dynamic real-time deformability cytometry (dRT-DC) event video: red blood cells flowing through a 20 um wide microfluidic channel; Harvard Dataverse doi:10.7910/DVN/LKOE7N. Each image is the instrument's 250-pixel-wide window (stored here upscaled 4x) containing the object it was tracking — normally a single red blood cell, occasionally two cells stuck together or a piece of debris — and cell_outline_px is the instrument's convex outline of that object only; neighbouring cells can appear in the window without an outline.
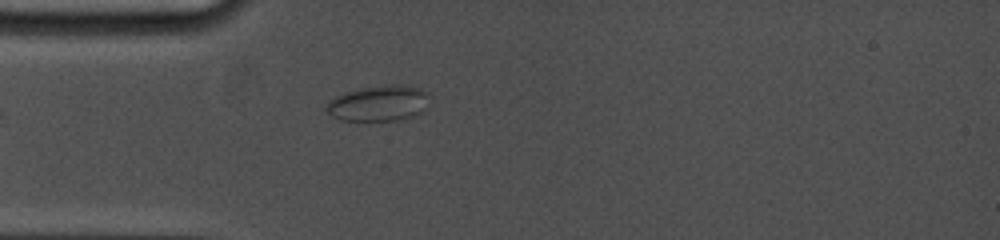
{"species": "common noctule bat (a hibernating species)", "species_latin": "Nyctalus noctula", "temperature_condition": "cold", "stored_images_in_passage": 16, "camera_frame_rate_fps": 5000, "um_per_image_px": 0.085, "animal": {"sex": "female", "body_mass_g": 19.0, "forearm_length_mm": 53.3}, "frame": {"image": 1, "passage_image": 5, "time_ms": 1.4, "image_size_px": [1000, 240], "cell_outline_px": [[428, 108], [412, 116], [396, 120], [340, 120], [324, 112], [324, 108], [328, 100], [344, 92], [360, 88], [388, 84], [408, 84], [420, 88], [428, 92]], "centroid_in_image_um": [32.17, 8.76], "position_along_channel_um": 52.8, "area_um2": 21.85}}
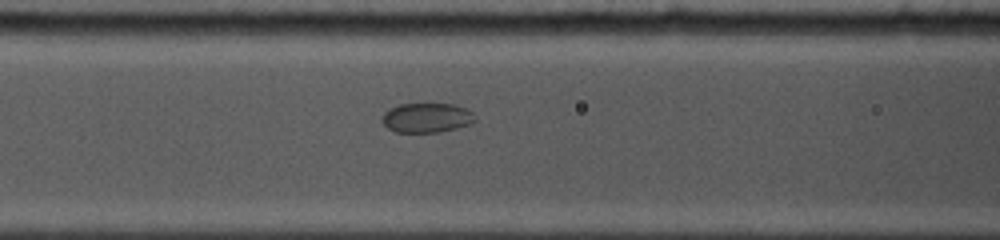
{"frame": {"image": 2, "passage_image": 11, "time_ms": 3.6, "image_size_px": [1000, 240], "cell_outline_px": [[476, 120], [468, 124], [456, 128], [440, 132], [396, 132], [388, 128], [384, 124], [384, 112], [388, 108], [400, 104], [452, 104], [468, 108], [476, 116]], "centroid_in_image_um": [36.3, 10.0], "position_along_channel_um": 130.3, "area_um2": 15.95}}
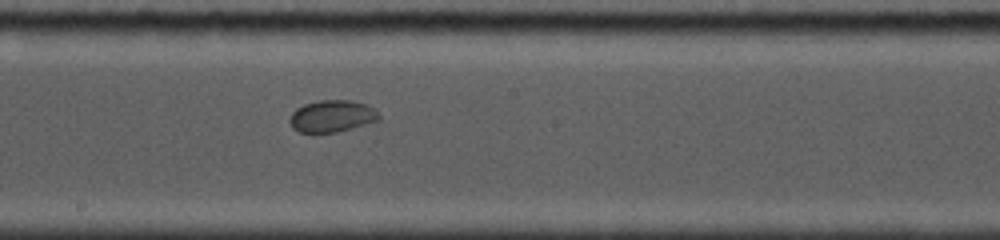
{"frame": {"image": 3, "passage_image": 16, "time_ms": 6.0, "image_size_px": [1000, 240], "cell_outline_px": [[380, 120], [352, 128], [336, 132], [296, 132], [292, 128], [288, 120], [292, 112], [296, 108], [304, 104], [320, 100], [352, 100], [376, 108], [380, 116]], "centroid_in_image_um": [28.21, 9.87], "position_along_channel_um": 220.0, "area_um2": 16.76}}